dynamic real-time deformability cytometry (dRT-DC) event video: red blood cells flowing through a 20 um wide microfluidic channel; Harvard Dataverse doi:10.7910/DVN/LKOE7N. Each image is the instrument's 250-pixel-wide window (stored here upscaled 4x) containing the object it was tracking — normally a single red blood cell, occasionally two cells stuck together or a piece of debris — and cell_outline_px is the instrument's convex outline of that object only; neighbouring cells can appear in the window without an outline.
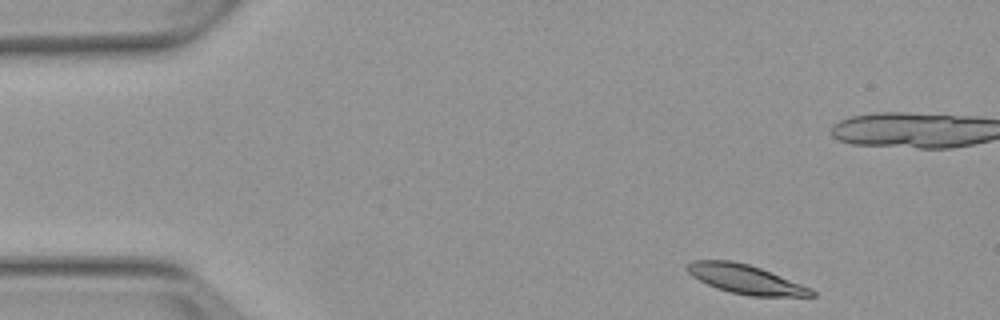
{"species": "Egyptian fruit bat (a non-hibernating species)", "species_latin": "Rousettus aegyptiacus", "temperature_condition": "warm", "stored_images_in_passage": 5, "camera_frame_rate_fps": 3000, "um_per_image_px": 0.085, "animal": {"sex": "female"}, "frame": {"image": 1, "passage_image": 1, "time_ms": 0.0, "image_size_px": [1000, 320], "cell_outline_px": [[816, 296], [748, 296], [728, 292], [716, 288], [692, 276], [688, 272], [688, 264], [692, 260], [732, 260], [748, 264], [760, 268], [812, 288], [816, 292]], "centroid_in_image_um": [63.39, 23.74], "position_along_channel_um": 21.6, "area_um2": 20.98}}